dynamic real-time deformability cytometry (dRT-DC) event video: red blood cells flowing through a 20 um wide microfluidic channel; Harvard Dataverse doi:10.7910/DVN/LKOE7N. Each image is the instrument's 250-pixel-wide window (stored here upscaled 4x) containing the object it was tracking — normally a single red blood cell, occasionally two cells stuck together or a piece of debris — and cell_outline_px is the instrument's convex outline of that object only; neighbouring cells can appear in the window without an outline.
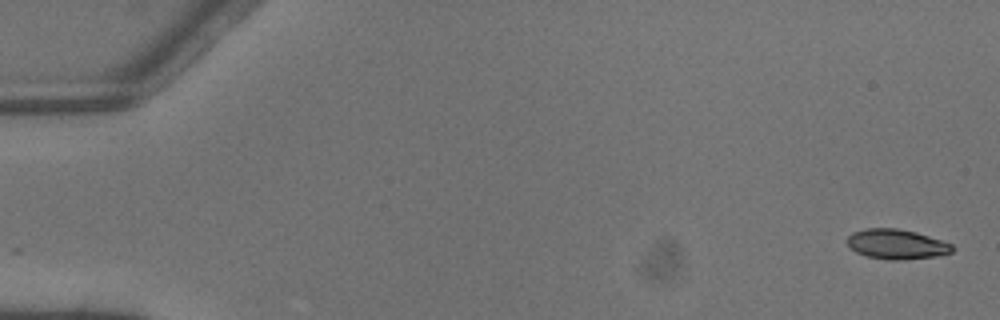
{"species": "common noctule bat (a hibernating species)", "species_latin": "Nyctalus noctula", "temperature_condition": "warm", "stored_images_in_passage": 3, "camera_frame_rate_fps": 3000, "um_per_image_px": 0.085, "animal": {"sex": "male", "body_mass_g": 13.3}, "frame": {"image": 1, "passage_image": 1, "time_ms": 0.0, "image_size_px": [1000, 320], "cell_outline_px": [[952, 252], [936, 256], [904, 260], [888, 260], [868, 256], [856, 252], [848, 248], [848, 236], [852, 232], [864, 228], [896, 228], [916, 232], [952, 244]], "centroid_in_image_um": [76.17, 20.75], "position_along_channel_um": 8.8, "area_um2": 18.26}}
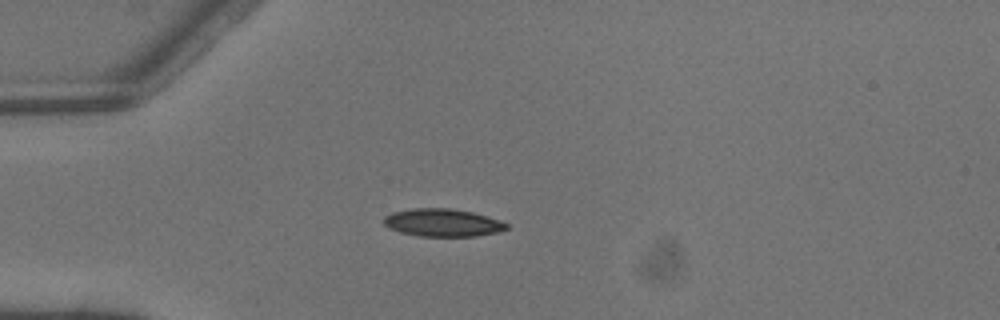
{"frame": {"image": 2, "passage_image": 3, "time_ms": 0.667, "image_size_px": [1000, 320], "cell_outline_px": [[508, 228], [496, 232], [472, 236], [420, 236], [400, 232], [384, 224], [380, 220], [384, 216], [392, 212], [412, 208], [452, 208], [472, 212], [500, 220], [508, 224]], "centroid_in_image_um": [37.58, 18.91], "position_along_channel_um": 47.4, "area_um2": 19.77}}